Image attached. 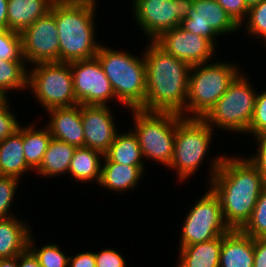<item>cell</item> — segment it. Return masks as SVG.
I'll use <instances>...</instances> for the list:
<instances>
[{
  "instance_id": "6da1fadb",
  "label": "cell",
  "mask_w": 266,
  "mask_h": 267,
  "mask_svg": "<svg viewBox=\"0 0 266 267\" xmlns=\"http://www.w3.org/2000/svg\"><path fill=\"white\" fill-rule=\"evenodd\" d=\"M238 152L225 154L208 185L219 198L224 220L231 230H241L249 221L266 185L263 174L246 155Z\"/></svg>"
},
{
  "instance_id": "7a4b0ae2",
  "label": "cell",
  "mask_w": 266,
  "mask_h": 267,
  "mask_svg": "<svg viewBox=\"0 0 266 267\" xmlns=\"http://www.w3.org/2000/svg\"><path fill=\"white\" fill-rule=\"evenodd\" d=\"M143 48L146 97L140 110L173 112L185 117L191 66L165 52L154 41Z\"/></svg>"
},
{
  "instance_id": "3957f363",
  "label": "cell",
  "mask_w": 266,
  "mask_h": 267,
  "mask_svg": "<svg viewBox=\"0 0 266 267\" xmlns=\"http://www.w3.org/2000/svg\"><path fill=\"white\" fill-rule=\"evenodd\" d=\"M98 3L90 0H56L50 9L54 15L60 42V62L94 58L101 43L96 23Z\"/></svg>"
},
{
  "instance_id": "277c9868",
  "label": "cell",
  "mask_w": 266,
  "mask_h": 267,
  "mask_svg": "<svg viewBox=\"0 0 266 267\" xmlns=\"http://www.w3.org/2000/svg\"><path fill=\"white\" fill-rule=\"evenodd\" d=\"M217 133L202 118L183 117L176 125L174 152L168 171L175 172L176 184L188 183L189 179L194 178L196 172L202 168V164L207 162L209 175L205 184L209 185L218 171L225 152H217L213 157V139ZM211 154V155H210ZM211 156V157H210ZM209 160L207 161L206 159ZM183 183V184H182Z\"/></svg>"
},
{
  "instance_id": "5b68a950",
  "label": "cell",
  "mask_w": 266,
  "mask_h": 267,
  "mask_svg": "<svg viewBox=\"0 0 266 267\" xmlns=\"http://www.w3.org/2000/svg\"><path fill=\"white\" fill-rule=\"evenodd\" d=\"M105 45H100L95 57L110 81L116 100L120 103L119 109H139L146 97L147 78L143 49L140 54L135 55L131 50H117L119 47L110 48Z\"/></svg>"
},
{
  "instance_id": "8992f818",
  "label": "cell",
  "mask_w": 266,
  "mask_h": 267,
  "mask_svg": "<svg viewBox=\"0 0 266 267\" xmlns=\"http://www.w3.org/2000/svg\"><path fill=\"white\" fill-rule=\"evenodd\" d=\"M214 60L192 65L189 74L188 97L185 106L186 118H202L226 92L229 85L244 70L242 64Z\"/></svg>"
},
{
  "instance_id": "52a82bcc",
  "label": "cell",
  "mask_w": 266,
  "mask_h": 267,
  "mask_svg": "<svg viewBox=\"0 0 266 267\" xmlns=\"http://www.w3.org/2000/svg\"><path fill=\"white\" fill-rule=\"evenodd\" d=\"M244 70L229 85L226 92L202 117L217 133L227 131L235 135H246L255 107L258 88L254 87L250 74Z\"/></svg>"
},
{
  "instance_id": "ba28073f",
  "label": "cell",
  "mask_w": 266,
  "mask_h": 267,
  "mask_svg": "<svg viewBox=\"0 0 266 267\" xmlns=\"http://www.w3.org/2000/svg\"><path fill=\"white\" fill-rule=\"evenodd\" d=\"M127 112H130L128 116L133 120L131 129L137 135L146 165L155 162L167 169L173 157L176 125L183 118L182 115L140 109Z\"/></svg>"
},
{
  "instance_id": "9c48e42d",
  "label": "cell",
  "mask_w": 266,
  "mask_h": 267,
  "mask_svg": "<svg viewBox=\"0 0 266 267\" xmlns=\"http://www.w3.org/2000/svg\"><path fill=\"white\" fill-rule=\"evenodd\" d=\"M27 91L45 113L56 107L78 105L69 63H38L28 67Z\"/></svg>"
},
{
  "instance_id": "30bf717a",
  "label": "cell",
  "mask_w": 266,
  "mask_h": 267,
  "mask_svg": "<svg viewBox=\"0 0 266 267\" xmlns=\"http://www.w3.org/2000/svg\"><path fill=\"white\" fill-rule=\"evenodd\" d=\"M206 187L202 195L192 201L194 204L185 209L187 213L179 226L177 249L207 242L231 231L224 220L219 198L208 185Z\"/></svg>"
},
{
  "instance_id": "8fae6325",
  "label": "cell",
  "mask_w": 266,
  "mask_h": 267,
  "mask_svg": "<svg viewBox=\"0 0 266 267\" xmlns=\"http://www.w3.org/2000/svg\"><path fill=\"white\" fill-rule=\"evenodd\" d=\"M194 0H130V18L142 37L154 41L162 33L181 25ZM132 4V5H131ZM132 11V12H131ZM143 31V32H142Z\"/></svg>"
},
{
  "instance_id": "7c38bea8",
  "label": "cell",
  "mask_w": 266,
  "mask_h": 267,
  "mask_svg": "<svg viewBox=\"0 0 266 267\" xmlns=\"http://www.w3.org/2000/svg\"><path fill=\"white\" fill-rule=\"evenodd\" d=\"M186 31L209 40L219 52V38L239 33V26L216 0H194L188 16L180 25ZM218 44V45H217Z\"/></svg>"
},
{
  "instance_id": "4fadbf2b",
  "label": "cell",
  "mask_w": 266,
  "mask_h": 267,
  "mask_svg": "<svg viewBox=\"0 0 266 267\" xmlns=\"http://www.w3.org/2000/svg\"><path fill=\"white\" fill-rule=\"evenodd\" d=\"M69 64L78 104L111 107L115 104L118 106L110 81L96 57L69 62ZM111 102L114 103L111 105L109 104Z\"/></svg>"
},
{
  "instance_id": "5bb4252c",
  "label": "cell",
  "mask_w": 266,
  "mask_h": 267,
  "mask_svg": "<svg viewBox=\"0 0 266 267\" xmlns=\"http://www.w3.org/2000/svg\"><path fill=\"white\" fill-rule=\"evenodd\" d=\"M22 53L28 67L60 62V42L54 15L49 11L21 33Z\"/></svg>"
},
{
  "instance_id": "9a60e30c",
  "label": "cell",
  "mask_w": 266,
  "mask_h": 267,
  "mask_svg": "<svg viewBox=\"0 0 266 267\" xmlns=\"http://www.w3.org/2000/svg\"><path fill=\"white\" fill-rule=\"evenodd\" d=\"M154 42L165 52L190 66L215 60L218 48L209 40L186 31L181 26L165 31ZM215 57V58H214Z\"/></svg>"
},
{
  "instance_id": "2e32d148",
  "label": "cell",
  "mask_w": 266,
  "mask_h": 267,
  "mask_svg": "<svg viewBox=\"0 0 266 267\" xmlns=\"http://www.w3.org/2000/svg\"><path fill=\"white\" fill-rule=\"evenodd\" d=\"M110 106L81 105V118L84 130V147L92 148L103 155L115 140L118 120ZM116 120V121H115Z\"/></svg>"
},
{
  "instance_id": "e0dca14e",
  "label": "cell",
  "mask_w": 266,
  "mask_h": 267,
  "mask_svg": "<svg viewBox=\"0 0 266 267\" xmlns=\"http://www.w3.org/2000/svg\"><path fill=\"white\" fill-rule=\"evenodd\" d=\"M52 138L64 141L72 146L84 147V130L81 118V105L56 107L46 111Z\"/></svg>"
},
{
  "instance_id": "ac0fdd59",
  "label": "cell",
  "mask_w": 266,
  "mask_h": 267,
  "mask_svg": "<svg viewBox=\"0 0 266 267\" xmlns=\"http://www.w3.org/2000/svg\"><path fill=\"white\" fill-rule=\"evenodd\" d=\"M146 167L102 161L101 178L97 188L106 189L107 192H111L114 195H120L121 193L125 195L129 191L137 190L136 188L141 185L140 183L144 180L143 177L148 171Z\"/></svg>"
},
{
  "instance_id": "d6986e66",
  "label": "cell",
  "mask_w": 266,
  "mask_h": 267,
  "mask_svg": "<svg viewBox=\"0 0 266 267\" xmlns=\"http://www.w3.org/2000/svg\"><path fill=\"white\" fill-rule=\"evenodd\" d=\"M254 239L241 230L222 236L219 267H253Z\"/></svg>"
},
{
  "instance_id": "ffe728a7",
  "label": "cell",
  "mask_w": 266,
  "mask_h": 267,
  "mask_svg": "<svg viewBox=\"0 0 266 267\" xmlns=\"http://www.w3.org/2000/svg\"><path fill=\"white\" fill-rule=\"evenodd\" d=\"M34 173L26 163L23 153V122L18 130L0 142V176L14 177L23 181V176Z\"/></svg>"
},
{
  "instance_id": "44dd1931",
  "label": "cell",
  "mask_w": 266,
  "mask_h": 267,
  "mask_svg": "<svg viewBox=\"0 0 266 267\" xmlns=\"http://www.w3.org/2000/svg\"><path fill=\"white\" fill-rule=\"evenodd\" d=\"M19 215L0 219V259L18 256L28 248L33 225Z\"/></svg>"
},
{
  "instance_id": "7402d4cb",
  "label": "cell",
  "mask_w": 266,
  "mask_h": 267,
  "mask_svg": "<svg viewBox=\"0 0 266 267\" xmlns=\"http://www.w3.org/2000/svg\"><path fill=\"white\" fill-rule=\"evenodd\" d=\"M104 155L92 148L78 147L75 149L68 169V177L78 183H96L101 178V165Z\"/></svg>"
},
{
  "instance_id": "603a6c76",
  "label": "cell",
  "mask_w": 266,
  "mask_h": 267,
  "mask_svg": "<svg viewBox=\"0 0 266 267\" xmlns=\"http://www.w3.org/2000/svg\"><path fill=\"white\" fill-rule=\"evenodd\" d=\"M76 147L52 138L40 166L34 171L37 177L59 178L68 176V169Z\"/></svg>"
},
{
  "instance_id": "cb8c5ba5",
  "label": "cell",
  "mask_w": 266,
  "mask_h": 267,
  "mask_svg": "<svg viewBox=\"0 0 266 267\" xmlns=\"http://www.w3.org/2000/svg\"><path fill=\"white\" fill-rule=\"evenodd\" d=\"M56 0H8V29L21 33L45 16Z\"/></svg>"
},
{
  "instance_id": "d4e9b609",
  "label": "cell",
  "mask_w": 266,
  "mask_h": 267,
  "mask_svg": "<svg viewBox=\"0 0 266 267\" xmlns=\"http://www.w3.org/2000/svg\"><path fill=\"white\" fill-rule=\"evenodd\" d=\"M222 236L207 242L184 246L178 250L174 267H219Z\"/></svg>"
},
{
  "instance_id": "484cf974",
  "label": "cell",
  "mask_w": 266,
  "mask_h": 267,
  "mask_svg": "<svg viewBox=\"0 0 266 267\" xmlns=\"http://www.w3.org/2000/svg\"><path fill=\"white\" fill-rule=\"evenodd\" d=\"M122 129L117 133L102 161H112L130 166H146L137 135L131 127L124 129L123 126Z\"/></svg>"
},
{
  "instance_id": "4316f807",
  "label": "cell",
  "mask_w": 266,
  "mask_h": 267,
  "mask_svg": "<svg viewBox=\"0 0 266 267\" xmlns=\"http://www.w3.org/2000/svg\"><path fill=\"white\" fill-rule=\"evenodd\" d=\"M35 119L31 123L28 121V125L23 123V153L26 163L34 171L40 166L52 139L49 128L45 124L40 127L38 116Z\"/></svg>"
},
{
  "instance_id": "83f0119b",
  "label": "cell",
  "mask_w": 266,
  "mask_h": 267,
  "mask_svg": "<svg viewBox=\"0 0 266 267\" xmlns=\"http://www.w3.org/2000/svg\"><path fill=\"white\" fill-rule=\"evenodd\" d=\"M28 90V65L25 61L0 59V97L10 98L15 92ZM13 93V94H12Z\"/></svg>"
},
{
  "instance_id": "f1b7e54d",
  "label": "cell",
  "mask_w": 266,
  "mask_h": 267,
  "mask_svg": "<svg viewBox=\"0 0 266 267\" xmlns=\"http://www.w3.org/2000/svg\"><path fill=\"white\" fill-rule=\"evenodd\" d=\"M31 233L28 248L37 257L41 267H68L69 256L71 252H66L58 243H43L44 245H38V241L35 240L36 236ZM66 252V253H65Z\"/></svg>"
},
{
  "instance_id": "f546056e",
  "label": "cell",
  "mask_w": 266,
  "mask_h": 267,
  "mask_svg": "<svg viewBox=\"0 0 266 267\" xmlns=\"http://www.w3.org/2000/svg\"><path fill=\"white\" fill-rule=\"evenodd\" d=\"M239 30L242 36L246 34L252 37L251 39L254 38L253 41H259V45L264 43L266 48V0L249 7L247 18Z\"/></svg>"
},
{
  "instance_id": "4dcf8cb0",
  "label": "cell",
  "mask_w": 266,
  "mask_h": 267,
  "mask_svg": "<svg viewBox=\"0 0 266 267\" xmlns=\"http://www.w3.org/2000/svg\"><path fill=\"white\" fill-rule=\"evenodd\" d=\"M241 231L254 238H266V185L262 188L249 221Z\"/></svg>"
},
{
  "instance_id": "1f68e13d",
  "label": "cell",
  "mask_w": 266,
  "mask_h": 267,
  "mask_svg": "<svg viewBox=\"0 0 266 267\" xmlns=\"http://www.w3.org/2000/svg\"><path fill=\"white\" fill-rule=\"evenodd\" d=\"M21 182L14 177L0 176V219L19 215L13 212V206H16L14 201L18 198L17 190L22 188Z\"/></svg>"
},
{
  "instance_id": "d6a6232c",
  "label": "cell",
  "mask_w": 266,
  "mask_h": 267,
  "mask_svg": "<svg viewBox=\"0 0 266 267\" xmlns=\"http://www.w3.org/2000/svg\"><path fill=\"white\" fill-rule=\"evenodd\" d=\"M0 59L25 61L22 53V37L17 31L0 30Z\"/></svg>"
},
{
  "instance_id": "836d02e7",
  "label": "cell",
  "mask_w": 266,
  "mask_h": 267,
  "mask_svg": "<svg viewBox=\"0 0 266 267\" xmlns=\"http://www.w3.org/2000/svg\"><path fill=\"white\" fill-rule=\"evenodd\" d=\"M264 88L257 92L253 117L246 133L251 139L266 135V87Z\"/></svg>"
},
{
  "instance_id": "e575fe53",
  "label": "cell",
  "mask_w": 266,
  "mask_h": 267,
  "mask_svg": "<svg viewBox=\"0 0 266 267\" xmlns=\"http://www.w3.org/2000/svg\"><path fill=\"white\" fill-rule=\"evenodd\" d=\"M13 103L9 98H0V142L12 136L19 128L21 122L11 109Z\"/></svg>"
},
{
  "instance_id": "d590c367",
  "label": "cell",
  "mask_w": 266,
  "mask_h": 267,
  "mask_svg": "<svg viewBox=\"0 0 266 267\" xmlns=\"http://www.w3.org/2000/svg\"><path fill=\"white\" fill-rule=\"evenodd\" d=\"M119 249L115 248H102L95 252L96 267H127V260L124 254Z\"/></svg>"
},
{
  "instance_id": "8d00e7d4",
  "label": "cell",
  "mask_w": 266,
  "mask_h": 267,
  "mask_svg": "<svg viewBox=\"0 0 266 267\" xmlns=\"http://www.w3.org/2000/svg\"><path fill=\"white\" fill-rule=\"evenodd\" d=\"M253 144L254 148H251L250 151L255 149L253 152H250V154L247 157V159L263 174V177L266 180V135L259 136L257 138H254L250 140ZM254 153V154H253Z\"/></svg>"
},
{
  "instance_id": "74e56055",
  "label": "cell",
  "mask_w": 266,
  "mask_h": 267,
  "mask_svg": "<svg viewBox=\"0 0 266 267\" xmlns=\"http://www.w3.org/2000/svg\"><path fill=\"white\" fill-rule=\"evenodd\" d=\"M232 20L240 27L246 20L249 7L245 0H216Z\"/></svg>"
},
{
  "instance_id": "f35d334b",
  "label": "cell",
  "mask_w": 266,
  "mask_h": 267,
  "mask_svg": "<svg viewBox=\"0 0 266 267\" xmlns=\"http://www.w3.org/2000/svg\"><path fill=\"white\" fill-rule=\"evenodd\" d=\"M95 250L84 251L69 255L68 267H96Z\"/></svg>"
},
{
  "instance_id": "ab89813d",
  "label": "cell",
  "mask_w": 266,
  "mask_h": 267,
  "mask_svg": "<svg viewBox=\"0 0 266 267\" xmlns=\"http://www.w3.org/2000/svg\"><path fill=\"white\" fill-rule=\"evenodd\" d=\"M253 267H266V238H254Z\"/></svg>"
},
{
  "instance_id": "60d3db41",
  "label": "cell",
  "mask_w": 266,
  "mask_h": 267,
  "mask_svg": "<svg viewBox=\"0 0 266 267\" xmlns=\"http://www.w3.org/2000/svg\"><path fill=\"white\" fill-rule=\"evenodd\" d=\"M18 265L19 267H41L37 257L29 248L18 255Z\"/></svg>"
},
{
  "instance_id": "b9f144b4",
  "label": "cell",
  "mask_w": 266,
  "mask_h": 267,
  "mask_svg": "<svg viewBox=\"0 0 266 267\" xmlns=\"http://www.w3.org/2000/svg\"><path fill=\"white\" fill-rule=\"evenodd\" d=\"M8 0H0V30L8 29Z\"/></svg>"
},
{
  "instance_id": "7bdbcfd3",
  "label": "cell",
  "mask_w": 266,
  "mask_h": 267,
  "mask_svg": "<svg viewBox=\"0 0 266 267\" xmlns=\"http://www.w3.org/2000/svg\"><path fill=\"white\" fill-rule=\"evenodd\" d=\"M0 267H19L18 256H14L10 258H1Z\"/></svg>"
},
{
  "instance_id": "ee69618b",
  "label": "cell",
  "mask_w": 266,
  "mask_h": 267,
  "mask_svg": "<svg viewBox=\"0 0 266 267\" xmlns=\"http://www.w3.org/2000/svg\"><path fill=\"white\" fill-rule=\"evenodd\" d=\"M263 0H245L248 7H251L255 4L261 3Z\"/></svg>"
},
{
  "instance_id": "f6af8a7d",
  "label": "cell",
  "mask_w": 266,
  "mask_h": 267,
  "mask_svg": "<svg viewBox=\"0 0 266 267\" xmlns=\"http://www.w3.org/2000/svg\"><path fill=\"white\" fill-rule=\"evenodd\" d=\"M90 1L95 2V3H99V2H97V0H90Z\"/></svg>"
}]
</instances>
